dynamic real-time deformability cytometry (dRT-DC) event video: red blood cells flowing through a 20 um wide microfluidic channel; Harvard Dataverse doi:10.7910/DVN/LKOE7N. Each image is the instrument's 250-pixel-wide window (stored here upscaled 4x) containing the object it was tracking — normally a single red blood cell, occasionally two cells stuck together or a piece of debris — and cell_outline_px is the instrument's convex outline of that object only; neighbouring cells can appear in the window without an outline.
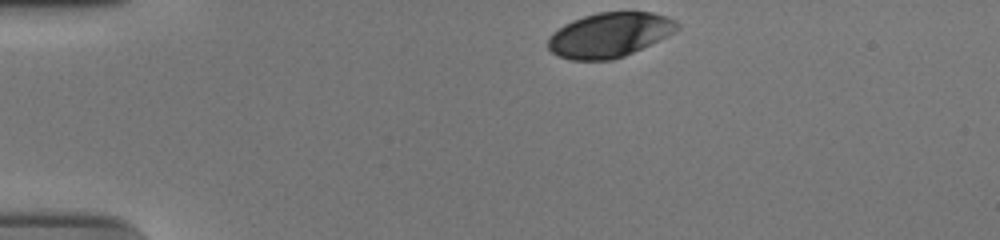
{"species": "human", "species_latin": "Homo sapiens", "temperature_condition": "cold", "stored_images_in_passage": 36, "camera_frame_rate_fps": 3000, "um_per_image_px": 0.085, "donor": {"sex": "male"}, "frame": {"image": 1, "passage_image": 1, "time_ms": 0.0, "image_size_px": [1000, 240], "cell_outline_px": [[680, 28], [668, 36], [624, 56], [612, 60], [572, 60], [556, 56], [548, 48], [548, 36], [552, 32], [564, 24], [572, 20], [596, 12], [652, 12], [668, 16], [676, 20], [680, 24]], "centroid_in_image_um": [51.81, 2.96], "position_along_channel_um": 33.2, "area_um2": 33.87}}
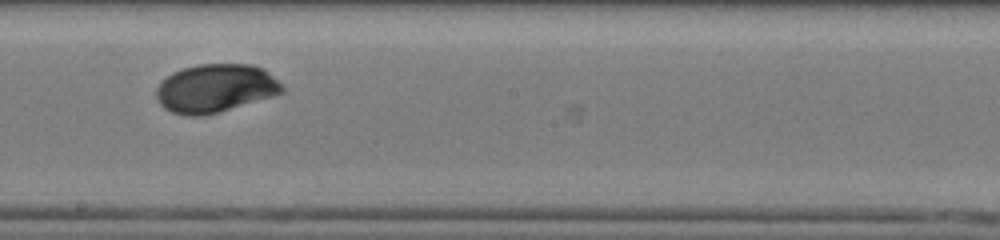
{"frame": {"image": 2, "passage_image": 22, "time_ms": 7.0, "image_size_px": [1000, 240], "cell_outline_px": [[284, 92], [276, 96], [220, 112], [204, 116], [184, 116], [172, 112], [164, 108], [156, 100], [156, 88], [172, 72], [196, 64], [252, 64], [264, 68], [284, 88]], "centroid_in_image_um": [18.32, 7.52], "position_along_channel_um": 229.9, "area_um2": 35.78}}
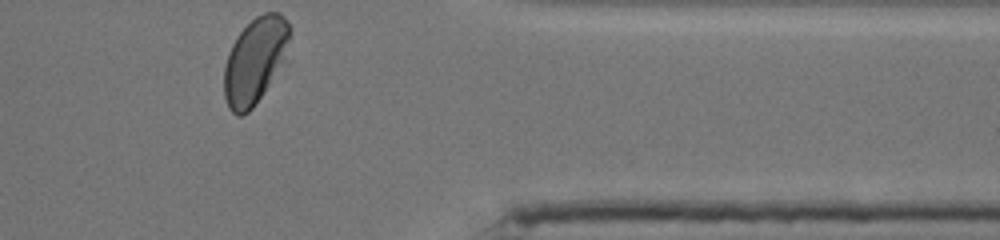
{"frame": {"image": 3, "passage_image": 36, "time_ms": 11.667, "image_size_px": [1000, 240], "cell_outline_px": [[292, 28], [284, 60], [252, 108], [248, 112], [240, 116], [236, 116], [228, 108], [224, 96], [224, 68], [228, 52], [236, 36], [256, 16], [264, 12], [280, 12], [284, 16]], "centroid_in_image_um": [21.66, 5.12], "position_along_channel_um": 389.7, "area_um2": 32.6}, "authors_computed_cell_mechanics": {"area_um2": 34.8534, "velocity_mm_per_s": 3.7041, "shape_relaxation_time_tau1_ms": 2.7017, "shape_relaxation_time_tau2_ms": null, "deformation_change_tau1": 0.128, "deformation_change_tau2": null}}